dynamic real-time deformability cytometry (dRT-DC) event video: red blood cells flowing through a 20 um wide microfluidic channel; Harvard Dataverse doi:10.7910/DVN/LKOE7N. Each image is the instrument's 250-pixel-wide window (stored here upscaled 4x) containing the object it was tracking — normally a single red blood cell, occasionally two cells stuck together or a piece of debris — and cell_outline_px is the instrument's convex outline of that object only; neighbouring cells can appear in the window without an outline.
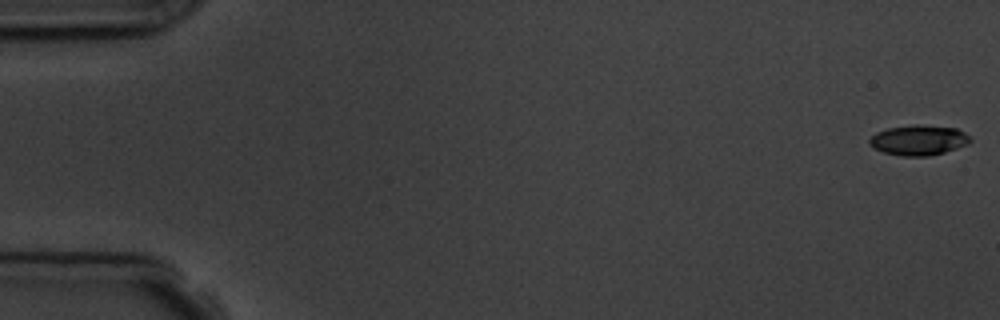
{"species": "common noctule bat (a hibernating species)", "species_latin": "Nyctalus noctula", "temperature_condition": "room temperature", "stored_images_in_passage": 6, "camera_frame_rate_fps": 3000, "um_per_image_px": 0.085, "animal": {"sex": "male", "body_mass_g": 19.5, "forearm_length_mm": 54.6}, "frame": {"image": 1, "passage_image": 1, "time_ms": 0.0, "image_size_px": [1000, 320], "cell_outline_px": [[972, 140], [968, 144], [944, 152], [928, 156], [900, 156], [884, 152], [868, 144], [868, 140], [876, 132], [888, 128], [916, 124], [956, 128], [964, 132]], "centroid_in_image_um": [78.07, 11.91], "position_along_channel_um": 6.9, "area_um2": 17.63}}
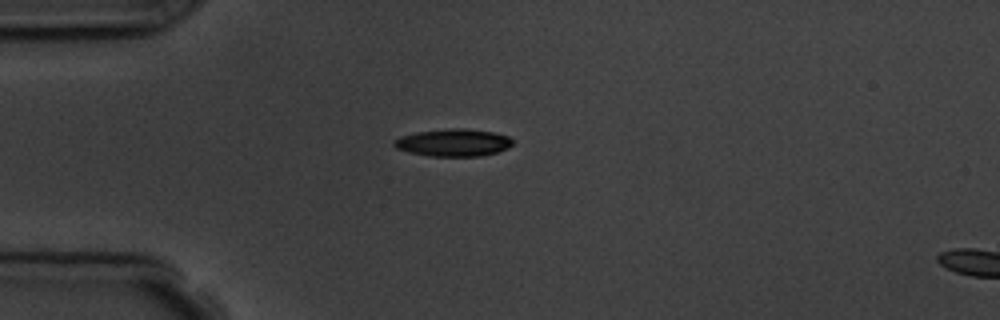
{"frame": {"image": 2, "passage_image": 5, "time_ms": 4.667, "image_size_px": [1000, 320], "cell_outline_px": [[512, 144], [508, 148], [496, 152], [480, 156], [428, 156], [408, 152], [396, 148], [392, 144], [400, 136], [416, 132], [452, 128], [464, 128], [492, 132], [508, 136], [512, 140]], "centroid_in_image_um": [38.52, 12.12], "position_along_channel_um": 46.5, "area_um2": 18.84}}